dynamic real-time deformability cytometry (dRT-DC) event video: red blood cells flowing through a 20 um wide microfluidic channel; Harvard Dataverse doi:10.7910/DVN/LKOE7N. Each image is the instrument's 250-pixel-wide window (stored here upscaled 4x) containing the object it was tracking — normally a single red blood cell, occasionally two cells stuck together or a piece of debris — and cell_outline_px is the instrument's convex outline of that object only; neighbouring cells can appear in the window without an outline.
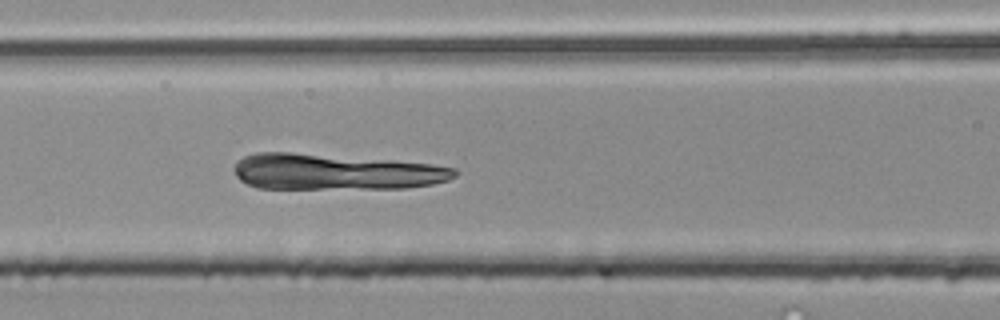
{"species": "common noctule bat (a hibernating species)", "species_latin": "Nyctalus noctula", "temperature_condition": "room temperature", "stored_images_in_passage": 48, "camera_frame_rate_fps": 3000, "um_per_image_px": 0.085, "animal": {"sex": "male", "body_mass_g": 20.4}, "frame": {"image": 1, "passage_image": 19, "time_ms": 6.0, "image_size_px": [1000, 320], "cell_outline_px": [[460, 172], [456, 176], [448, 180], [432, 184], [404, 188], [256, 188], [240, 180], [236, 176], [232, 168], [236, 160], [244, 156], [256, 152], [292, 152], [392, 160], [428, 164], [456, 168]], "centroid_in_image_um": [28.46, 14.6], "position_along_channel_um": 138.1, "area_um2": 46.3}}
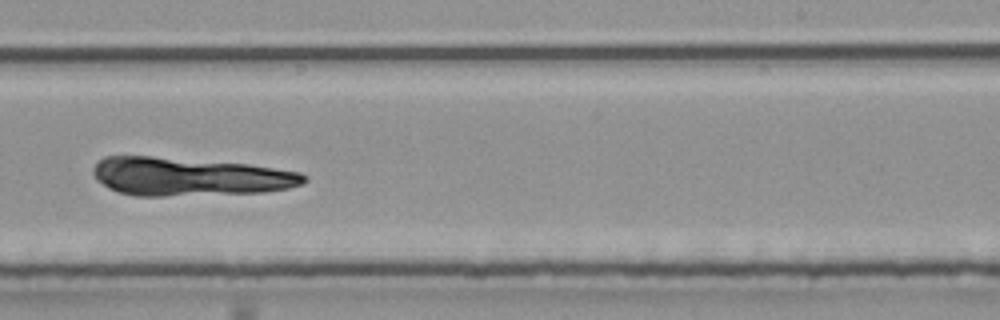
{"frame": {"image": 2, "passage_image": 29, "time_ms": 9.333, "image_size_px": [1000, 320], "cell_outline_px": [[308, 180], [300, 184], [288, 188], [264, 192], [164, 196], [136, 196], [120, 192], [108, 188], [96, 180], [92, 172], [92, 168], [104, 156], [152, 156], [248, 164], [300, 172]], "centroid_in_image_um": [16.05, 15.01], "position_along_channel_um": 272.9, "area_um2": 46.93}}
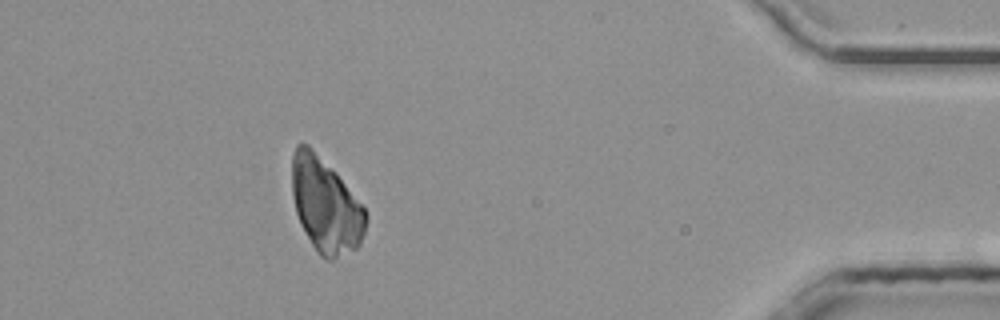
{"frame": {"image": 3, "passage_image": 43, "time_ms": 14.0, "image_size_px": [1000, 320], "cell_outline_px": [[368, 220], [360, 244], [356, 248], [332, 260], [324, 260], [316, 252], [300, 224], [296, 212], [292, 196], [292, 156], [296, 144], [308, 144], [336, 172], [364, 208], [368, 216]], "centroid_in_image_um": [27.67, 17.46], "position_along_channel_um": 407.5, "area_um2": 40.75}}